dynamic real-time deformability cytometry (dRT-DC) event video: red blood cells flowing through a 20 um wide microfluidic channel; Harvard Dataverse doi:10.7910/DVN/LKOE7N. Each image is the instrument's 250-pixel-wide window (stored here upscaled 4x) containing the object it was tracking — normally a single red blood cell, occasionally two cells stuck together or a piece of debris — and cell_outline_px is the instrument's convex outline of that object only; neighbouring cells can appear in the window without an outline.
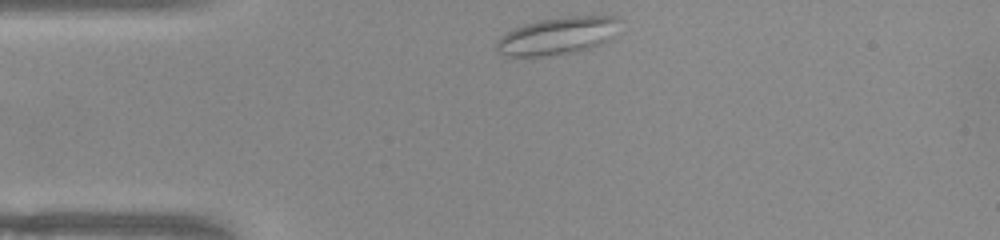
{"species": "common noctule bat (a hibernating species)", "species_latin": "Nyctalus noctula", "temperature_condition": "warm", "stored_images_in_passage": 35, "camera_frame_rate_fps": 3000, "um_per_image_px": 0.085, "animal": {"sex": "female", "body_mass_g": 22.0, "forearm_length_mm": 56.7}, "frame": {"image": 1, "passage_image": 1, "time_ms": 0.0, "image_size_px": [1000, 240], "cell_outline_px": [[620, 20], [612, 40], [576, 52], [544, 56], [500, 56], [496, 48], [496, 40], [500, 36], [512, 28], [524, 24], [540, 20], [564, 16], [616, 16]], "centroid_in_image_um": [47.36, 3.05], "position_along_channel_um": 37.6, "area_um2": 27.17}}
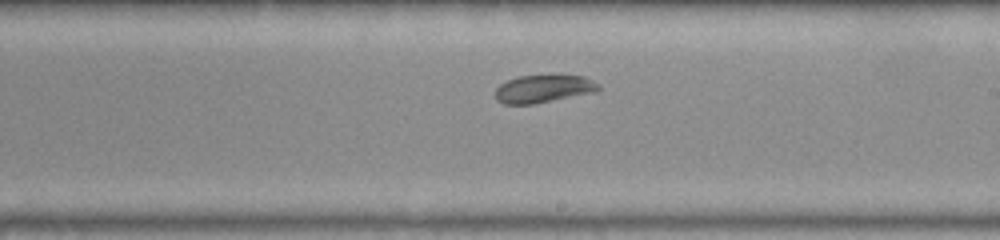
{"frame": {"image": 2, "passage_image": 19, "time_ms": 6.0, "image_size_px": [1000, 240], "cell_outline_px": [[600, 88], [596, 92], [532, 104], [504, 104], [496, 100], [496, 88], [500, 84], [508, 80], [520, 76], [584, 76], [600, 84]], "centroid_in_image_um": [46.2, 7.56], "position_along_channel_um": 242.8, "area_um2": 16.47}}
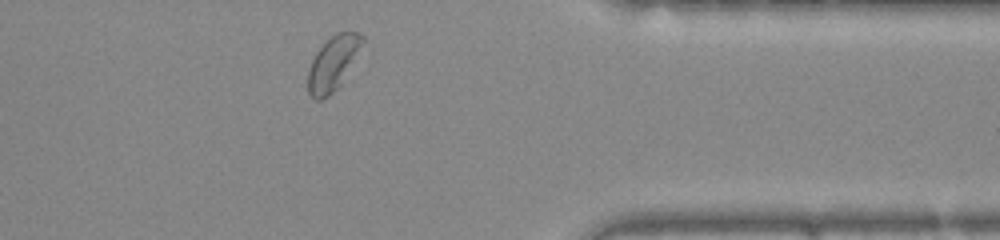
{"frame": {"image": 3, "passage_image": 31, "time_ms": 10.0, "image_size_px": [1000, 240], "cell_outline_px": [[372, 48], [340, 84], [328, 96], [320, 100], [316, 100], [308, 92], [308, 68], [316, 52], [336, 32], [360, 32], [368, 40]], "centroid_in_image_um": [28.53, 5.3], "position_along_channel_um": 382.9, "area_um2": 18.73}, "authors_computed_cell_mechanics": {"area_um2": 17.1666, "velocity_mm_per_s": 3.8839, "shape_relaxation_time_tau1_ms": null, "shape_relaxation_time_tau2_ms": 2.5385, "deformation_change_tau1": null, "deformation_change_tau2": 0.0755}}